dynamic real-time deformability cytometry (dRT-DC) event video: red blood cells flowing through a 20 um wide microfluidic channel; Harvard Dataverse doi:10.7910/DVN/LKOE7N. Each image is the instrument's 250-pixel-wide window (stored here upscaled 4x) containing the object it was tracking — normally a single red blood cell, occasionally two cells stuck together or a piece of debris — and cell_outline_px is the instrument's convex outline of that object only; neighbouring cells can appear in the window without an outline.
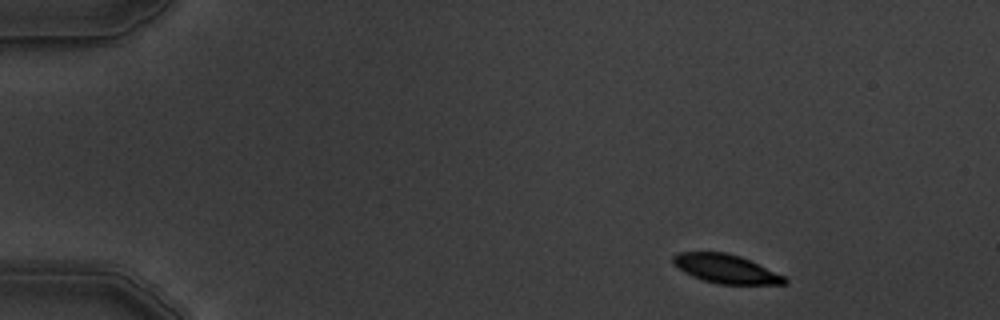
{"species": "common noctule bat (a hibernating species)", "species_latin": "Nyctalus noctula", "temperature_condition": "warm", "stored_images_in_passage": 5, "camera_frame_rate_fps": 3000, "um_per_image_px": 0.085, "animal": {"sex": "male", "body_mass_g": 19.5, "forearm_length_mm": 54.6}, "frame": {"image": 1, "passage_image": 1, "time_ms": 0.0, "image_size_px": [1000, 320], "cell_outline_px": [[788, 284], [720, 284], [704, 280], [692, 276], [684, 272], [672, 264], [672, 256], [680, 252], [728, 252], [740, 256], [784, 276], [788, 280]], "centroid_in_image_um": [61.67, 22.84], "position_along_channel_um": 23.3, "area_um2": 18.61}}
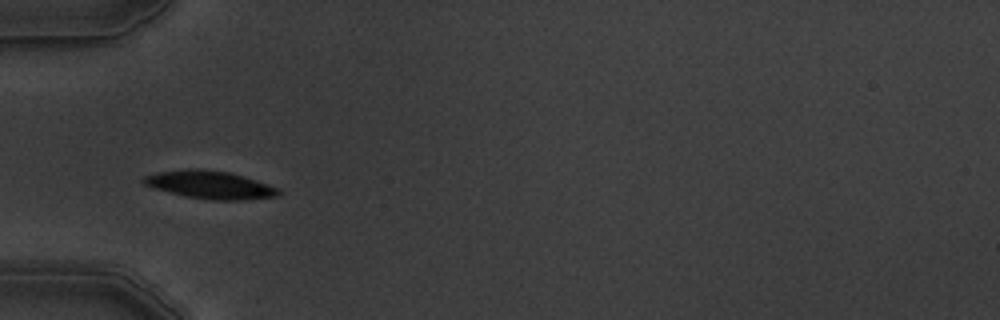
{"frame": {"image": 2, "passage_image": 4, "time_ms": 3.667, "image_size_px": [1000, 320], "cell_outline_px": [[280, 196], [240, 200], [212, 200], [184, 196], [152, 188], [144, 184], [140, 180], [144, 176], [160, 172], [188, 168], [200, 168], [228, 172], [244, 176], [268, 184], [276, 188], [280, 192]], "centroid_in_image_um": [17.81, 15.71], "position_along_channel_um": 67.2, "area_um2": 21.96}}